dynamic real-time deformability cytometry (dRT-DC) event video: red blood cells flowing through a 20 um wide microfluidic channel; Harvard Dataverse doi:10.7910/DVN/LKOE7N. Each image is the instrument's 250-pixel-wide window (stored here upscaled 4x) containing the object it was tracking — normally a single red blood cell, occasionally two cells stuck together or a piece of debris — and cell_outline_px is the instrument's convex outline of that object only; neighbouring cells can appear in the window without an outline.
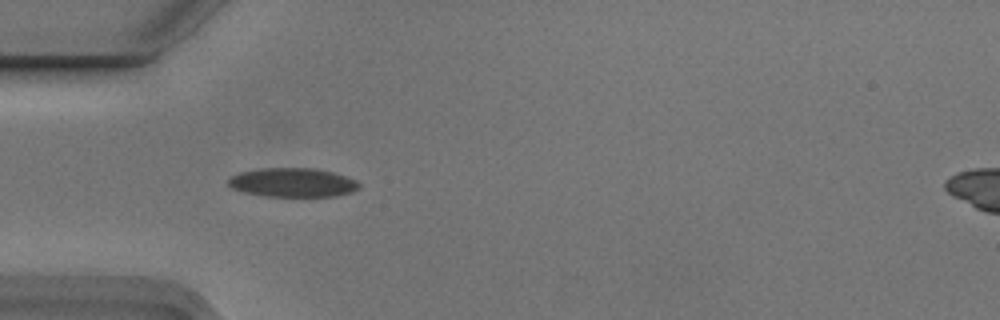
{"species": "Egyptian fruit bat (a non-hibernating species)", "species_latin": "Rousettus aegyptiacus", "temperature_condition": "cold", "stored_images_in_passage": 4, "camera_frame_rate_fps": 3000, "um_per_image_px": 0.085, "animal": {"sex": "male"}, "frame": {"image": 1, "passage_image": 3, "time_ms": 0.667, "image_size_px": [1000, 320], "cell_outline_px": [[360, 188], [352, 192], [336, 196], [264, 196], [244, 192], [232, 188], [228, 184], [228, 180], [232, 176], [240, 172], [260, 168], [316, 168], [332, 172], [356, 180], [360, 184]], "centroid_in_image_um": [24.89, 15.51], "position_along_channel_um": 60.1, "area_um2": 22.08}}
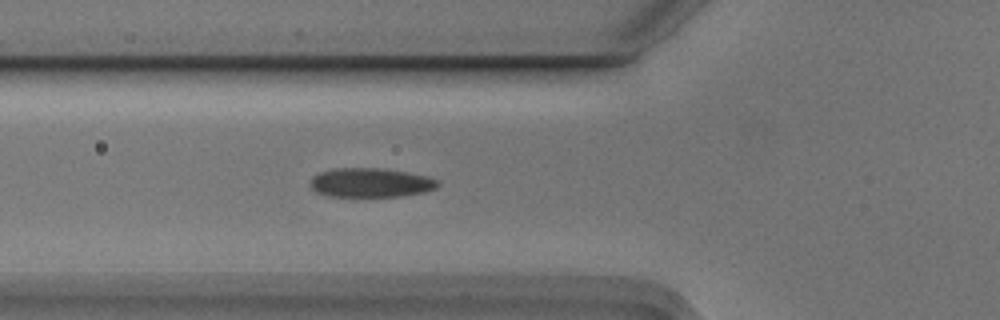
{"frame": {"image": 2, "passage_image": 4, "time_ms": 1.0, "image_size_px": [1000, 320], "cell_outline_px": [[440, 184], [436, 188], [424, 192], [400, 196], [328, 196], [316, 192], [308, 184], [312, 176], [320, 172], [336, 168], [384, 168], [408, 172], [428, 176], [440, 180]], "centroid_in_image_um": [31.51, 15.52], "position_along_channel_um": 94.3, "area_um2": 21.91}}